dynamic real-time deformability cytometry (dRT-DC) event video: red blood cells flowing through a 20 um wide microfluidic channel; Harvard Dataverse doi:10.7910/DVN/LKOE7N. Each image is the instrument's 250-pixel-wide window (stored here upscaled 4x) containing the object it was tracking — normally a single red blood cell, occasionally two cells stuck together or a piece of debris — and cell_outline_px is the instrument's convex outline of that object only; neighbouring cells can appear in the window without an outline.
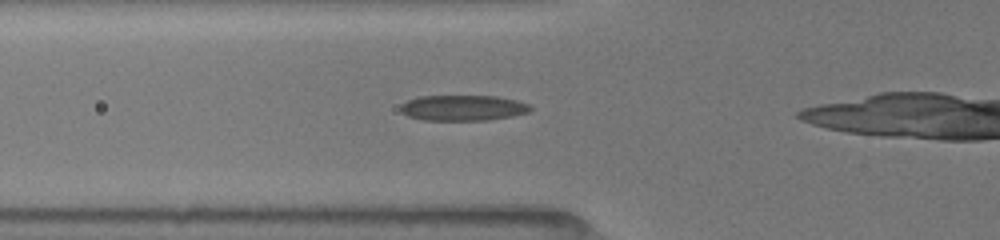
{"species": "common noctule bat (a hibernating species)", "species_latin": "Nyctalus noctula", "temperature_condition": "room temperature", "stored_images_in_passage": 13, "camera_frame_rate_fps": 3000, "um_per_image_px": 0.085, "animal": {"sex": "female", "body_mass_g": 19.5, "forearm_length_mm": 54.1}, "frame": {"image": 1, "passage_image": 8, "time_ms": 3.333, "image_size_px": [1000, 240], "cell_outline_px": [[532, 108], [528, 112], [512, 116], [488, 120], [424, 120], [408, 116], [400, 112], [400, 104], [408, 100], [420, 96], [496, 96], [516, 100], [528, 104]], "centroid_in_image_um": [39.32, 9.17], "position_along_channel_um": 86.5, "area_um2": 19.36}}
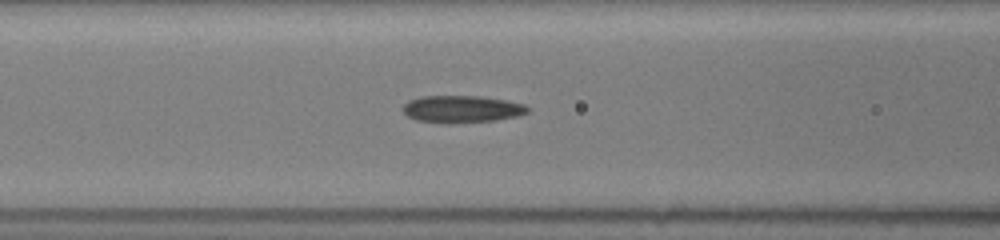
{"frame": {"image": 2, "passage_image": 10, "time_ms": 4.333, "image_size_px": [1000, 240], "cell_outline_px": [[528, 112], [516, 116], [496, 120], [448, 124], [416, 120], [408, 116], [404, 112], [404, 104], [408, 100], [420, 96], [480, 96], [504, 100], [524, 104], [528, 108]], "centroid_in_image_um": [39.22, 9.27], "position_along_channel_um": 127.4, "area_um2": 19.71}}